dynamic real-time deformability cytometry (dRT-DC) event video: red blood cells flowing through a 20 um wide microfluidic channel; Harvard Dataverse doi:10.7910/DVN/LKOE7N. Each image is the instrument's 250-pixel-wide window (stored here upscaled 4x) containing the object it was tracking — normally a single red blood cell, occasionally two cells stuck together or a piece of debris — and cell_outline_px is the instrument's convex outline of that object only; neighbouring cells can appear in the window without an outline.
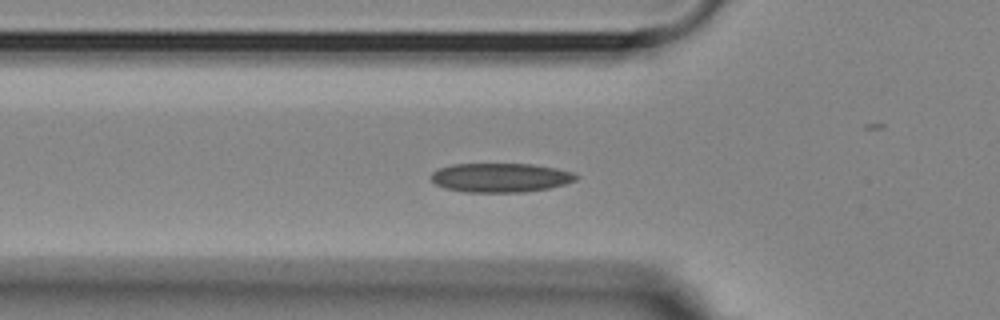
{"species": "Egyptian fruit bat (a non-hibernating species)", "species_latin": "Rousettus aegyptiacus", "temperature_condition": "room temperature", "stored_images_in_passage": 34, "camera_frame_rate_fps": 3000, "um_per_image_px": 0.085, "animal": {"sex": "female"}, "frame": {"image": 1, "passage_image": 2, "time_ms": 0.333, "image_size_px": [1000, 320], "cell_outline_px": [[580, 176], [576, 180], [564, 184], [548, 188], [524, 192], [464, 192], [444, 188], [436, 184], [432, 180], [432, 172], [440, 168], [452, 164], [532, 164], [556, 168], [572, 172]], "centroid_in_image_um": [42.55, 15.1], "position_along_channel_um": 83.3, "area_um2": 24.57}}
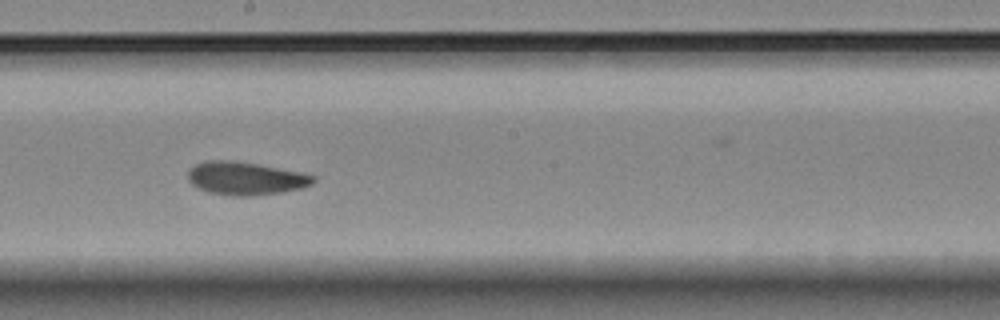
{"frame": {"image": 2, "passage_image": 14, "time_ms": 4.333, "image_size_px": [1000, 320], "cell_outline_px": [[316, 180], [312, 184], [300, 188], [280, 192], [252, 196], [232, 196], [208, 192], [192, 184], [188, 180], [188, 172], [196, 164], [208, 160], [228, 160], [256, 164], [300, 172], [316, 176]], "centroid_in_image_um": [20.87, 15.17], "position_along_channel_um": 227.3, "area_um2": 23.87}}
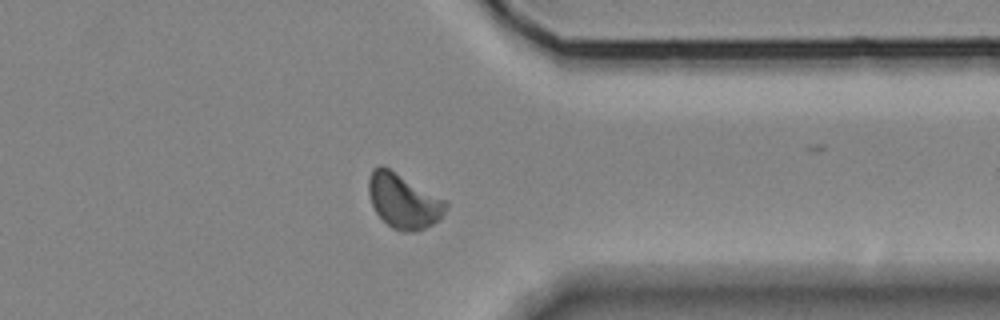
{"frame": {"image": 3, "passage_image": 27, "time_ms": 8.667, "image_size_px": [1000, 320], "cell_outline_px": [[448, 208], [440, 220], [416, 232], [400, 232], [392, 228], [376, 212], [372, 204], [368, 192], [368, 176], [372, 168], [380, 164], [388, 168], [448, 200]], "centroid_in_image_um": [34.32, 17.08], "position_along_channel_um": 377.1, "area_um2": 24.91}}